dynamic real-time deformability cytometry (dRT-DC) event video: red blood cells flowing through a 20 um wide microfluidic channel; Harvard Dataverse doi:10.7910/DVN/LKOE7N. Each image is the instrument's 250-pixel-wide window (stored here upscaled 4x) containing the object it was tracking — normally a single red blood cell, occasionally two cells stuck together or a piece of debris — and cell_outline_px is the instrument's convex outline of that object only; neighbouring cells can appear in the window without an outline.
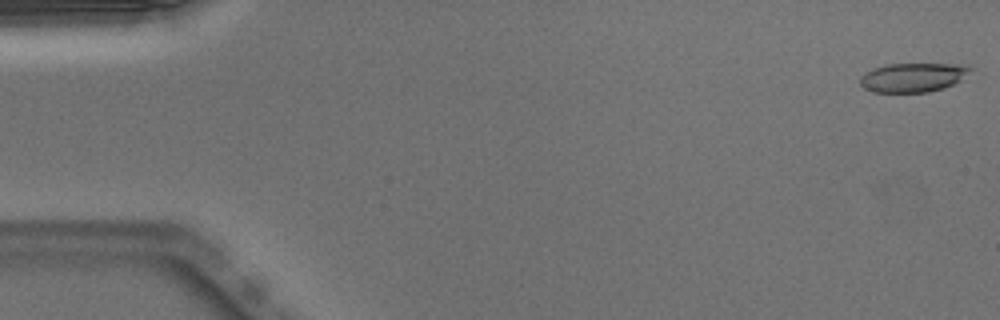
{"species": "Egyptian fruit bat (a non-hibernating species)", "species_latin": "Rousettus aegyptiacus", "temperature_condition": "warm", "stored_images_in_passage": 50, "camera_frame_rate_fps": 3000, "um_per_image_px": 0.085, "animal": {"sex": "male"}, "frame": {"image": 1, "passage_image": 1, "time_ms": 0.0, "image_size_px": [1000, 320], "cell_outline_px": [[972, 68], [960, 80], [944, 88], [928, 92], [872, 92], [864, 88], [860, 84], [860, 76], [872, 68], [884, 64], [964, 64]], "centroid_in_image_um": [77.55, 6.57], "position_along_channel_um": 7.4, "area_um2": 18.67}}
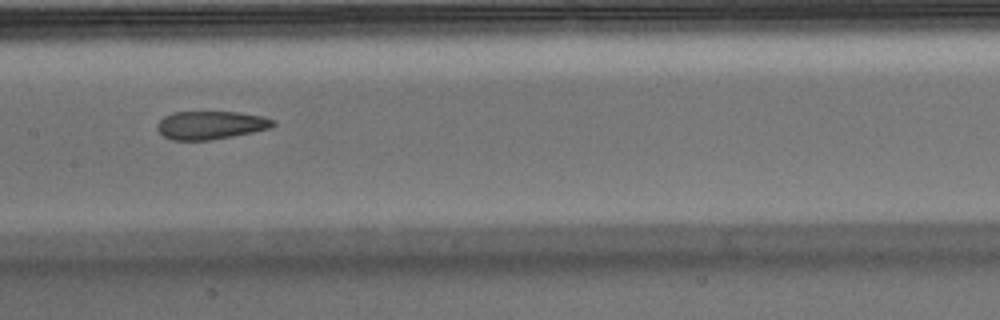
{"frame": {"image": 2, "passage_image": 25, "time_ms": 8.0, "image_size_px": [1000, 320], "cell_outline_px": [[276, 124], [272, 128], [212, 140], [172, 140], [164, 136], [156, 128], [156, 124], [164, 116], [172, 112], [236, 112], [264, 116], [276, 120]], "centroid_in_image_um": [17.93, 10.63], "position_along_channel_um": 189.5, "area_um2": 19.19}}
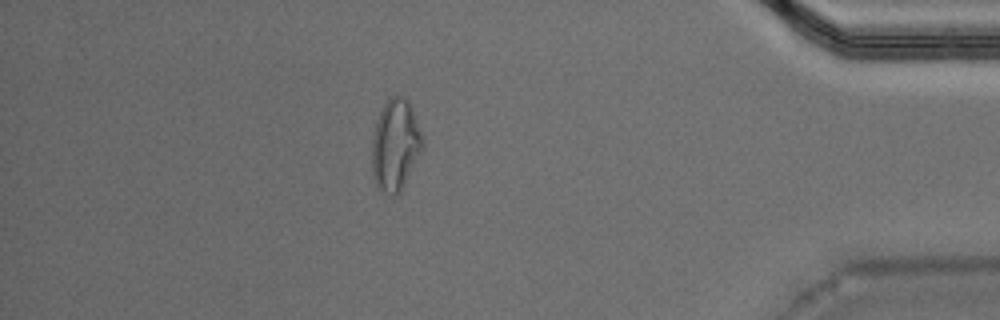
{"frame": {"image": 3, "passage_image": 44, "time_ms": 14.333, "image_size_px": [1000, 320], "cell_outline_px": [[424, 144], [400, 192], [392, 196], [376, 188], [372, 172], [372, 140], [376, 120], [384, 104], [392, 96], [404, 96], [408, 100], [412, 108], [420, 128]], "centroid_in_image_um": [33.59, 12.32], "position_along_channel_um": 401.6, "area_um2": 26.82}, "authors_computed_cell_mechanics": {"area_um2": 20.4034, "velocity_mm_per_s": 3.9978, "shape_relaxation_time_tau1_ms": null, "shape_relaxation_time_tau2_ms": 1.5159, "deformation_change_tau1": null, "deformation_change_tau2": 0.0976}}